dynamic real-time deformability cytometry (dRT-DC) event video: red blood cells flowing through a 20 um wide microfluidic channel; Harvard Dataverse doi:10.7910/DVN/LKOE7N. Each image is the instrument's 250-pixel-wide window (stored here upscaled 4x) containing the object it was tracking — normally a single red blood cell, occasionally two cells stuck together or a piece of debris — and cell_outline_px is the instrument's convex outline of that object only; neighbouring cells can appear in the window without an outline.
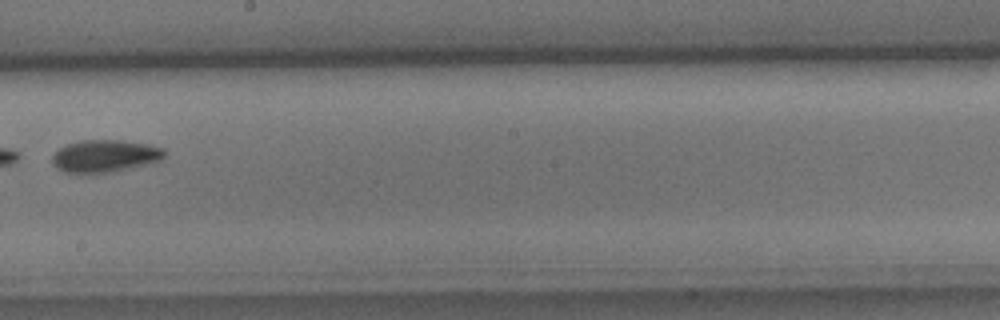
{"species": "common noctule bat (a hibernating species)", "species_latin": "Nyctalus noctula", "temperature_condition": "cold", "stored_images_in_passage": 7, "camera_frame_rate_fps": 3000, "um_per_image_px": 0.085, "animal": {"sex": "male", "body_mass_g": 15.6}, "frame": {"image": 1, "passage_image": 6, "time_ms": 1.667, "image_size_px": [1000, 320], "cell_outline_px": [[164, 160], [112, 172], [64, 172], [56, 168], [52, 164], [52, 156], [60, 148], [68, 144], [84, 140], [120, 140], [148, 144], [164, 148]], "centroid_in_image_um": [8.94, 13.25], "position_along_channel_um": 239.3, "area_um2": 20.98}}
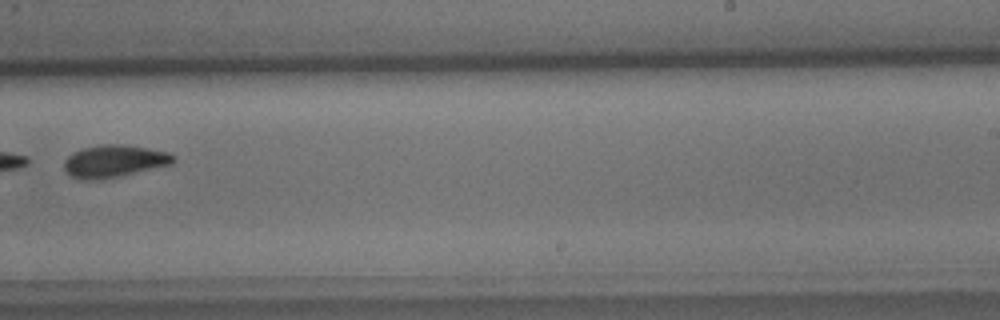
{"frame": {"image": 2, "passage_image": 7, "time_ms": 2.0, "image_size_px": [1000, 320], "cell_outline_px": [[176, 160], [172, 164], [120, 176], [92, 180], [80, 180], [72, 176], [64, 168], [64, 160], [72, 152], [84, 148], [100, 144], [120, 144], [168, 152], [176, 156]], "centroid_in_image_um": [9.7, 13.7], "position_along_channel_um": 279.3, "area_um2": 20.46}}